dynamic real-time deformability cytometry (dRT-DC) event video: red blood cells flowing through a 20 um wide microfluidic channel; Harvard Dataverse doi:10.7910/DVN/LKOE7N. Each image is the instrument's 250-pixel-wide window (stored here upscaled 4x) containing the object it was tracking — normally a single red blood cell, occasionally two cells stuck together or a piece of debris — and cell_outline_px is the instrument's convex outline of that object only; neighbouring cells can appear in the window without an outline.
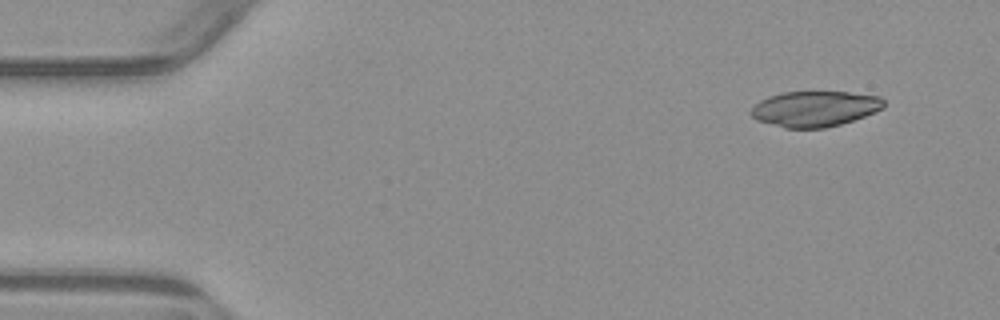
{"species": "common noctule bat (a hibernating species)", "species_latin": "Nyctalus noctula", "temperature_condition": "warm", "stored_images_in_passage": 4, "camera_frame_rate_fps": 3000, "um_per_image_px": 0.085, "animal": {"sex": "male", "body_mass_g": 23.1, "forearm_length_mm": 52.7}, "frame": {"image": 1, "passage_image": 1, "time_ms": 0.0, "image_size_px": [1000, 320], "cell_outline_px": [[884, 108], [864, 116], [840, 124], [824, 128], [784, 128], [756, 120], [748, 112], [760, 100], [768, 96], [784, 92], [848, 92], [880, 96], [884, 100]], "centroid_in_image_um": [69.24, 9.24], "position_along_channel_um": 15.8, "area_um2": 27.51}}